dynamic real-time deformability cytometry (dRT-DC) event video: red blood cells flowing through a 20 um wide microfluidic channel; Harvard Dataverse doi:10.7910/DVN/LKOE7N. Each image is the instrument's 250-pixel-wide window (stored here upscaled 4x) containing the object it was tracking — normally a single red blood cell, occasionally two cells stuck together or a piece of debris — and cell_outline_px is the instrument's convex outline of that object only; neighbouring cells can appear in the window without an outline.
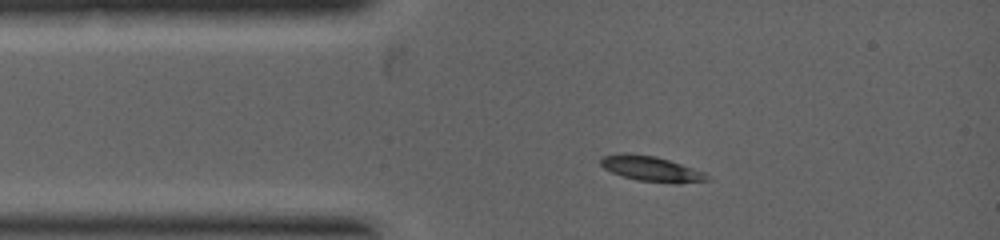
{"species": "common noctule bat (a hibernating species)", "species_latin": "Nyctalus noctula", "temperature_condition": "warm", "stored_images_in_passage": 2, "camera_frame_rate_fps": 5000, "um_per_image_px": 0.085, "animal": {"sex": "female", "body_mass_g": 19.0, "forearm_length_mm": 53.3}, "frame": {"image": 1, "passage_image": 1, "time_ms": 0.0, "image_size_px": [1000, 240], "cell_outline_px": [[712, 180], [680, 184], [672, 184], [636, 180], [612, 172], [604, 168], [600, 164], [600, 160], [604, 156], [620, 152], [656, 156], [704, 172]], "centroid_in_image_um": [55.38, 14.36], "position_along_channel_um": 29.6, "area_um2": 15.72}}
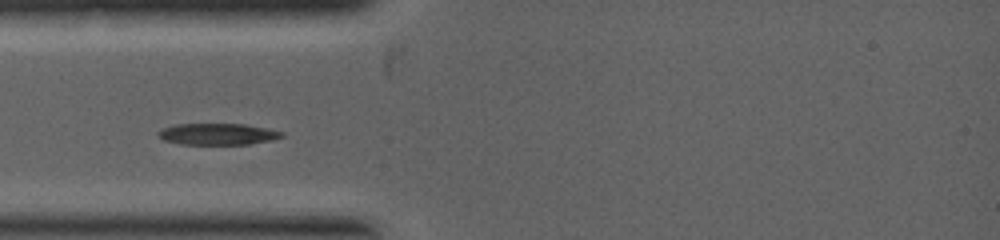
{"frame": {"image": 2, "passage_image": 2, "time_ms": 0.8, "image_size_px": [1000, 240], "cell_outline_px": [[284, 136], [272, 140], [248, 144], [180, 144], [164, 140], [156, 136], [156, 132], [164, 128], [176, 124], [244, 124], [268, 128], [284, 132]], "centroid_in_image_um": [18.5, 11.39], "position_along_channel_um": 66.5, "area_um2": 15.49}}